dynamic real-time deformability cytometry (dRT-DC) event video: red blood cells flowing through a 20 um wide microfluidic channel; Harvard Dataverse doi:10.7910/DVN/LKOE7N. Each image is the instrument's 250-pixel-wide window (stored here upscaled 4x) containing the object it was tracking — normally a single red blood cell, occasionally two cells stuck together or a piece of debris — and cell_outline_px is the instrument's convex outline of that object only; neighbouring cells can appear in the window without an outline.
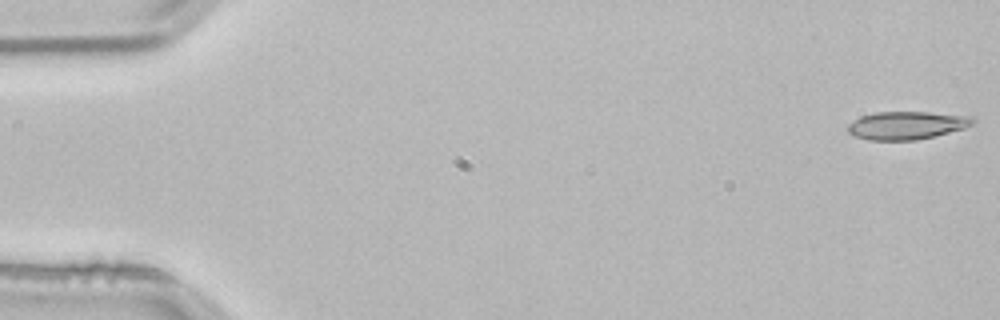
{"species": "common noctule bat (a hibernating species)", "species_latin": "Nyctalus noctula", "temperature_condition": "room temperature", "stored_images_in_passage": 53, "camera_frame_rate_fps": 3000, "um_per_image_px": 0.085, "animal": {"sex": "male", "body_mass_g": 21.5, "forearm_length_mm": 52.0}, "frame": {"image": 1, "passage_image": 1, "time_ms": 0.0, "image_size_px": [1000, 320], "cell_outline_px": [[976, 124], [964, 128], [916, 140], [868, 140], [852, 136], [848, 132], [848, 124], [860, 116], [876, 112], [928, 112], [972, 116], [976, 120]], "centroid_in_image_um": [77.06, 10.65], "position_along_channel_um": 7.9, "area_um2": 20.46}}
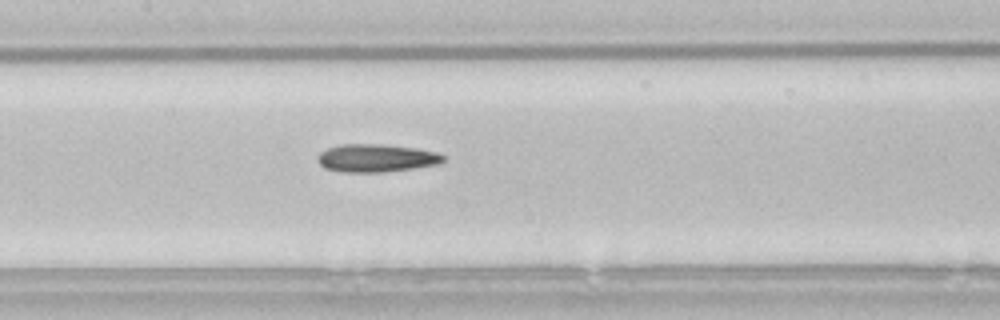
{"frame": {"image": 2, "passage_image": 25, "time_ms": 8.0, "image_size_px": [1000, 320], "cell_outline_px": [[444, 160], [440, 164], [384, 172], [344, 172], [324, 168], [316, 160], [316, 156], [320, 152], [328, 148], [340, 144], [384, 144], [416, 148], [436, 152], [444, 156]], "centroid_in_image_um": [31.95, 13.43], "position_along_channel_um": 175.4, "area_um2": 20.52}}
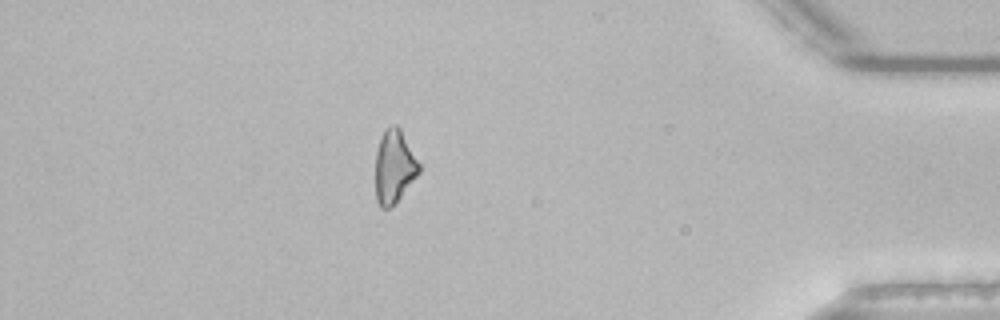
{"frame": {"image": 3, "passage_image": 46, "time_ms": 15.0, "image_size_px": [1000, 320], "cell_outline_px": [[420, 172], [400, 196], [388, 208], [380, 208], [376, 200], [376, 152], [380, 136], [384, 128], [392, 124], [396, 124], [400, 128], [420, 164]], "centroid_in_image_um": [33.49, 14.11], "position_along_channel_um": 401.7, "area_um2": 18.44}, "authors_computed_cell_mechanics": {"area_um2": 19.652, "velocity_mm_per_s": 3.8544, "shape_relaxation_time_tau1_ms": 8.8356, "shape_relaxation_time_tau2_ms": 2.6654, "deformation_change_tau1": 0.1707, "deformation_change_tau2": 0.1142}}